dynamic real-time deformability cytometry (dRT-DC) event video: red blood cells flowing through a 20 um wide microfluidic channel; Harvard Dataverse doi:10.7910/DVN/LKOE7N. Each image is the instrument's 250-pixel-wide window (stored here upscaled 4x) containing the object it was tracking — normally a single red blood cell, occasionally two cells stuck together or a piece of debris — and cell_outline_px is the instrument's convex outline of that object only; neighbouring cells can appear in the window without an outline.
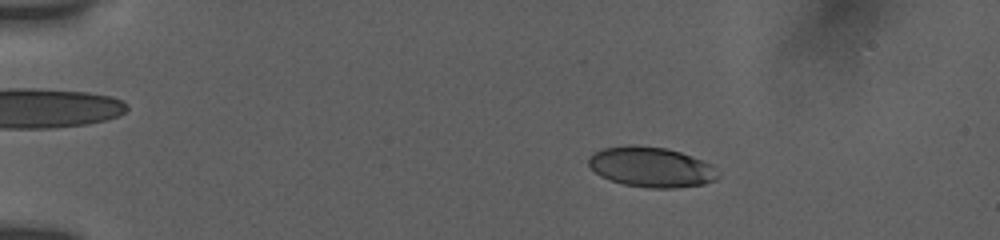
{"species": "human", "species_latin": "Homo sapiens", "temperature_condition": "room temperature", "stored_images_in_passage": 28, "camera_frame_rate_fps": 3000, "um_per_image_px": 0.085, "donor": {"sex": "female"}, "frame": {"image": 1, "passage_image": 14, "time_ms": 3.333, "image_size_px": [1000, 240], "cell_outline_px": [[720, 176], [716, 180], [704, 184], [676, 188], [648, 188], [624, 184], [600, 176], [588, 164], [588, 156], [592, 152], [600, 148], [628, 144], [636, 144], [668, 148], [692, 156], [712, 164]], "centroid_in_image_um": [55.34, 14.18], "position_along_channel_um": 29.7, "area_um2": 30.75}}